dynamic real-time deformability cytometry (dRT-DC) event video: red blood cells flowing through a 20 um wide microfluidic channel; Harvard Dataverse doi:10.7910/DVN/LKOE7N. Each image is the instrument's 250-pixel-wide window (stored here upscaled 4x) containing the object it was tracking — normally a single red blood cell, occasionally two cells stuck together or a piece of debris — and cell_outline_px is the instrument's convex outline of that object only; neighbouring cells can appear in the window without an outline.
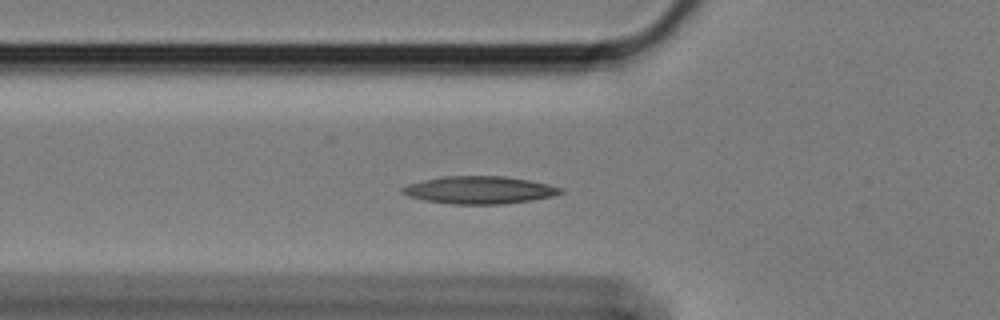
{"species": "Egyptian fruit bat (a non-hibernating species)", "species_latin": "Rousettus aegyptiacus", "temperature_condition": "cold", "stored_images_in_passage": 10, "camera_frame_rate_fps": 3000, "um_per_image_px": 0.085, "animal": {"sex": "female"}, "frame": {"image": 1, "passage_image": 9, "time_ms": 2.667, "image_size_px": [1000, 320], "cell_outline_px": [[564, 192], [552, 196], [532, 200], [504, 204], [452, 204], [424, 200], [408, 196], [400, 192], [400, 188], [408, 184], [424, 180], [444, 176], [504, 176], [528, 180], [548, 184], [564, 188]], "centroid_in_image_um": [40.75, 16.15], "position_along_channel_um": 85.1, "area_um2": 25.43}}